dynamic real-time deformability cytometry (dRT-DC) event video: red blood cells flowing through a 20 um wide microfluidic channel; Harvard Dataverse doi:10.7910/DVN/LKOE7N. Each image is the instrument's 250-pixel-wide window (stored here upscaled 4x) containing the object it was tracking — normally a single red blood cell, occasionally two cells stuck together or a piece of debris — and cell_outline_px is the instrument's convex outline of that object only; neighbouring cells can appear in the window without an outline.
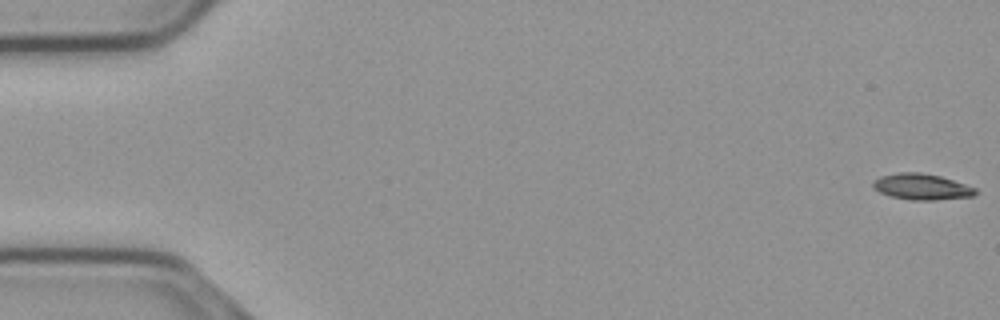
{"species": "common noctule bat (a hibernating species)", "species_latin": "Nyctalus noctula", "temperature_condition": "cold", "stored_images_in_passage": 53, "camera_frame_rate_fps": 3000, "um_per_image_px": 0.085, "animal": {"sex": "male", "body_mass_g": 23.1, "forearm_length_mm": 52.7}, "frame": {"image": 1, "passage_image": 1, "time_ms": 0.0, "image_size_px": [1000, 320], "cell_outline_px": [[976, 192], [972, 196], [936, 200], [912, 200], [892, 196], [880, 192], [872, 188], [872, 180], [880, 176], [896, 172], [920, 172], [940, 176], [976, 188]], "centroid_in_image_um": [78.28, 15.86], "position_along_channel_um": 6.7, "area_um2": 15.49}}
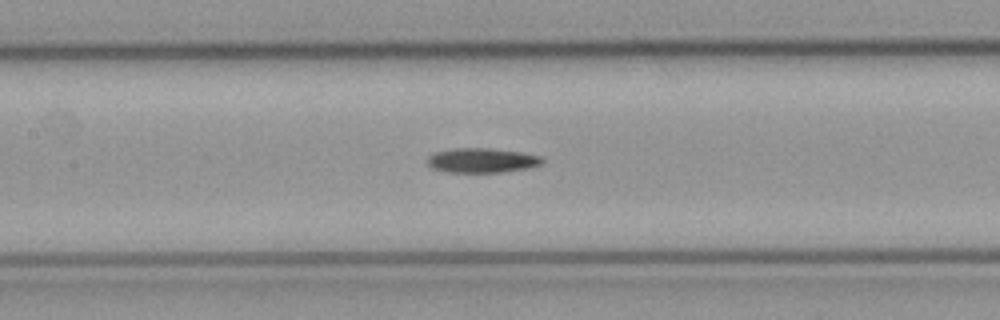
{"frame": {"image": 2, "passage_image": 26, "time_ms": 8.333, "image_size_px": [1000, 320], "cell_outline_px": [[544, 160], [540, 164], [528, 168], [504, 172], [444, 172], [432, 168], [428, 164], [428, 156], [436, 152], [456, 148], [488, 148], [520, 152], [540, 156]], "centroid_in_image_um": [40.95, 13.64], "position_along_channel_um": 166.5, "area_um2": 16.36}}
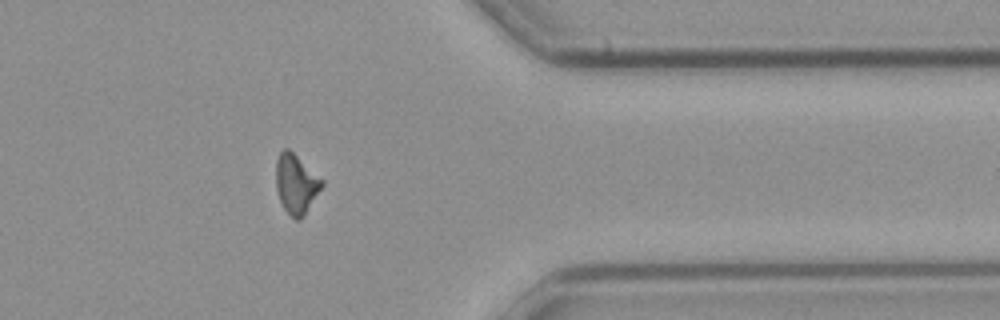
{"frame": {"image": 3, "passage_image": 45, "time_ms": 14.667, "image_size_px": [1000, 320], "cell_outline_px": [[324, 184], [304, 216], [300, 220], [296, 220], [284, 208], [280, 200], [276, 188], [276, 160], [280, 152], [284, 148], [288, 148], [324, 180]], "centroid_in_image_um": [25.17, 15.62], "position_along_channel_um": 386.2, "area_um2": 15.84}, "authors_computed_cell_mechanics": {"area_um2": 16.184, "velocity_mm_per_s": 3.7309, "shape_relaxation_time_tau1_ms": 6.4793, "shape_relaxation_time_tau2_ms": null, "deformation_change_tau1": 0.1828, "deformation_change_tau2": null}}